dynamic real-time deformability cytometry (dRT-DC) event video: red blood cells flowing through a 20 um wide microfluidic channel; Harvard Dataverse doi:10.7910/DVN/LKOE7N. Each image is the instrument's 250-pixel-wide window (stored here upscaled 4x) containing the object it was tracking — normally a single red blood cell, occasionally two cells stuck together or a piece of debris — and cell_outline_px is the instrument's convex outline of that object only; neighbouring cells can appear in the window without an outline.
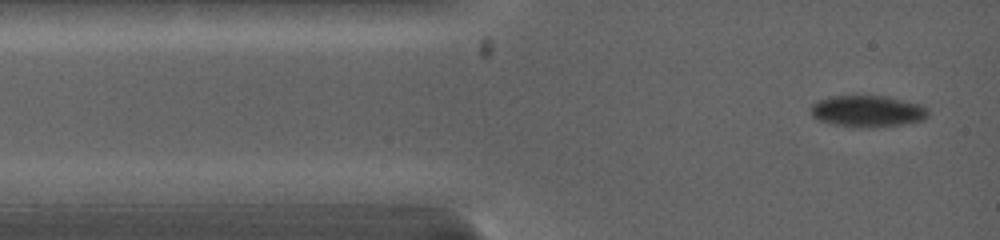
{"species": "common noctule bat (a hibernating species)", "species_latin": "Nyctalus noctula", "temperature_condition": "warm", "stored_images_in_passage": 41, "camera_frame_rate_fps": 5000, "um_per_image_px": 0.085, "animal": {"sex": "female", "body_mass_g": 19.0, "forearm_length_mm": 53.3}, "frame": {"image": 1, "passage_image": 1, "time_ms": 0.0, "image_size_px": [1000, 240], "cell_outline_px": [[928, 116], [924, 120], [904, 124], [868, 128], [832, 124], [820, 120], [812, 116], [812, 104], [816, 100], [828, 96], [888, 96], [920, 104], [928, 108]], "centroid_in_image_um": [73.76, 9.44], "position_along_channel_um": 11.2, "area_um2": 21.68}}
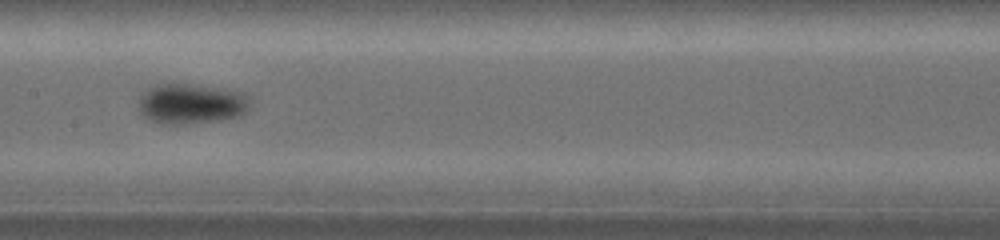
{"frame": {"image": 2, "passage_image": 12, "time_ms": 5.4, "image_size_px": [1000, 240], "cell_outline_px": [[252, 108], [240, 116], [220, 120], [176, 124], [168, 124], [152, 120], [144, 116], [140, 112], [140, 92], [156, 84], [188, 84], [244, 92]], "centroid_in_image_um": [16.27, 8.81], "position_along_channel_um": 191.1, "area_um2": 25.95}}
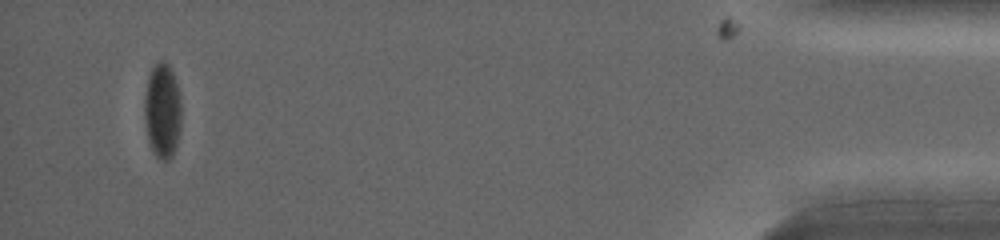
{"frame": {"image": 3, "passage_image": 35, "time_ms": 13.6, "image_size_px": [1000, 240], "cell_outline_px": [[180, 128], [176, 144], [172, 156], [168, 160], [160, 160], [156, 156], [148, 140], [144, 116], [144, 96], [148, 76], [152, 68], [160, 60], [164, 60], [168, 64], [172, 72], [180, 96]], "centroid_in_image_um": [13.78, 9.4], "position_along_channel_um": 421.4, "area_um2": 20.29}, "authors_computed_cell_mechanics": {"area_um2": 21.5016, "velocity_mm_per_s": 4.0762, "shape_relaxation_time_tau1_ms": 2.8114, "shape_relaxation_time_tau2_ms": null, "deformation_change_tau1": 0.1007, "deformation_change_tau2": null}}